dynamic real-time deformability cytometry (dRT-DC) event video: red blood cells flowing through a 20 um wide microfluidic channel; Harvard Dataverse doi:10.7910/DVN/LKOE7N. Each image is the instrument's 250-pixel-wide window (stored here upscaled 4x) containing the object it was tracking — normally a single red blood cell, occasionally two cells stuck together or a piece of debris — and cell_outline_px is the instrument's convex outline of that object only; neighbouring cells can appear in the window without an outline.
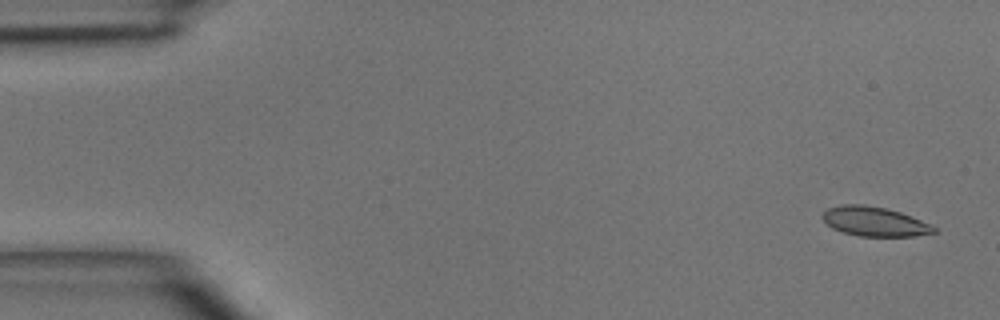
{"species": "common noctule bat (a hibernating species)", "species_latin": "Nyctalus noctula", "temperature_condition": "room temperature", "stored_images_in_passage": 4, "camera_frame_rate_fps": 3000, "um_per_image_px": 0.085, "animal": {"sex": "male", "body_mass_g": 15.6}, "frame": {"image": 1, "passage_image": 1, "time_ms": 0.0, "image_size_px": [1000, 320], "cell_outline_px": [[936, 232], [916, 236], [860, 236], [840, 232], [832, 228], [820, 216], [828, 208], [840, 204], [864, 204], [884, 208], [900, 212], [912, 216], [932, 224], [936, 228]], "centroid_in_image_um": [74.33, 18.83], "position_along_channel_um": 10.7, "area_um2": 19.25}}
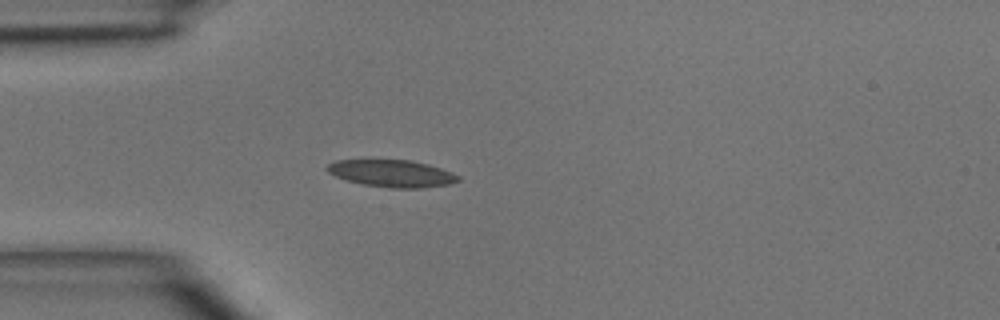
{"frame": {"image": 2, "passage_image": 4, "time_ms": 3.667, "image_size_px": [1000, 320], "cell_outline_px": [[460, 180], [448, 184], [424, 188], [388, 188], [360, 184], [344, 180], [328, 172], [324, 168], [328, 164], [336, 160], [412, 160], [428, 164], [452, 172], [460, 176]], "centroid_in_image_um": [33.29, 14.75], "position_along_channel_um": 51.7, "area_um2": 20.92}}